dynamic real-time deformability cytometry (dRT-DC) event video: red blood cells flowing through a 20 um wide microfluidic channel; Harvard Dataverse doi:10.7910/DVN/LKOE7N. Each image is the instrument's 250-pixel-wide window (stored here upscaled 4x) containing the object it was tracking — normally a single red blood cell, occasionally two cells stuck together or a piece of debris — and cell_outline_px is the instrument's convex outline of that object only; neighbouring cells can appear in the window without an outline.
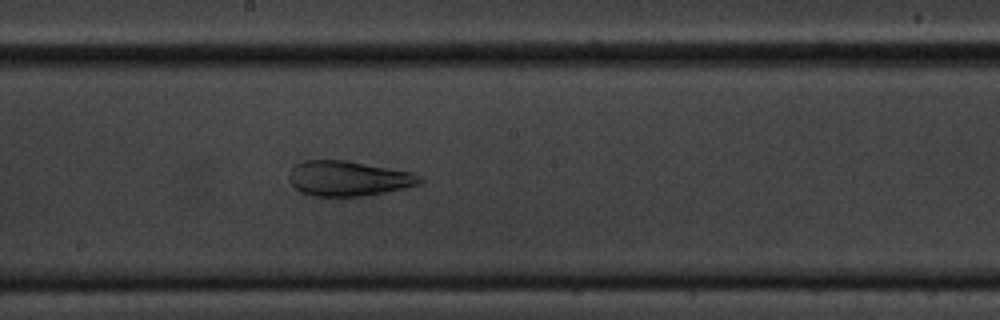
{"species": "common noctule bat (a hibernating species)", "species_latin": "Nyctalus noctula", "temperature_condition": "cold", "stored_images_in_passage": 8, "camera_frame_rate_fps": 3000, "um_per_image_px": 0.085, "animal": {"sex": "male", "body_mass_g": 20.1, "forearm_length_mm": 53.5}, "frame": {"image": 1, "passage_image": 8, "time_ms": 8.667, "image_size_px": [1000, 320], "cell_outline_px": [[424, 180], [420, 184], [404, 188], [364, 196], [312, 196], [300, 192], [288, 180], [288, 176], [292, 168], [296, 164], [304, 160], [344, 160], [412, 172], [420, 176]], "centroid_in_image_um": [29.59, 15.17], "position_along_channel_um": 218.6, "area_um2": 26.7}}